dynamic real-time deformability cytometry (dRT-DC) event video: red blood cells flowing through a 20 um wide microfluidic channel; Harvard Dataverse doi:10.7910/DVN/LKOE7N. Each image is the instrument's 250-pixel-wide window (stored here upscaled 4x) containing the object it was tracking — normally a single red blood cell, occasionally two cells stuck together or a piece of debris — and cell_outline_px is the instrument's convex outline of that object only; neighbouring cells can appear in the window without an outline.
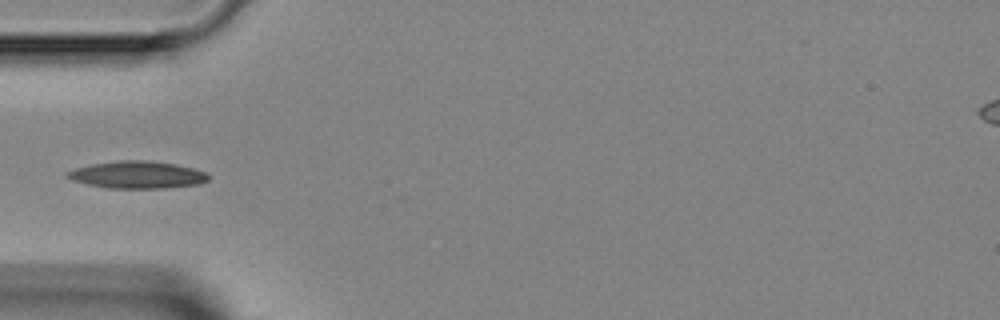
{"species": "Egyptian fruit bat (a non-hibernating species)", "species_latin": "Rousettus aegyptiacus", "temperature_condition": "room temperature", "stored_images_in_passage": 3, "camera_frame_rate_fps": 3000, "um_per_image_px": 0.085, "animal": {"sex": "female"}, "frame": {"image": 1, "passage_image": 3, "time_ms": 3.0, "image_size_px": [1000, 320], "cell_outline_px": [[208, 180], [200, 184], [168, 188], [108, 188], [88, 184], [72, 180], [64, 176], [64, 172], [76, 168], [92, 164], [120, 160], [148, 160], [176, 164], [192, 168], [204, 172], [208, 176]], "centroid_in_image_um": [11.64, 14.86], "position_along_channel_um": 73.4, "area_um2": 22.43}}